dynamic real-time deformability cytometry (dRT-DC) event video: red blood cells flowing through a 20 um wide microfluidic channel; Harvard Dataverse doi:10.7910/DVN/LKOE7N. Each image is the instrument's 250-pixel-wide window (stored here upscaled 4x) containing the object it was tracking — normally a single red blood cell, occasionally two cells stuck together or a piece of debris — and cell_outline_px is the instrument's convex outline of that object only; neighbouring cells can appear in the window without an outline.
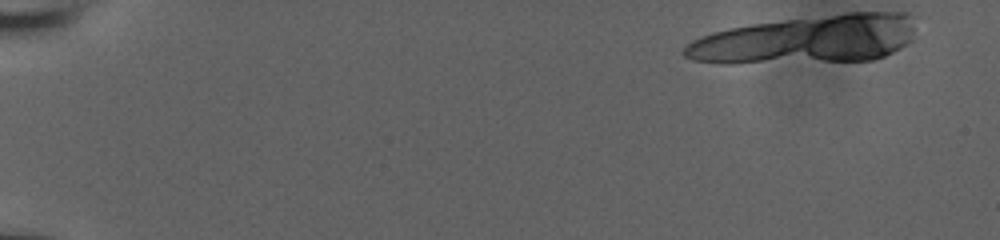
{"species": "human", "species_latin": "Homo sapiens", "temperature_condition": "room temperature", "stored_images_in_passage": 31, "segment_of_instrument_passage": [1, 2], "camera_frame_rate_fps": 3000, "um_per_image_px": 0.085, "donor": {"sex": "male"}, "frame": {"image": 1, "passage_image": 1, "time_ms": 0.0, "image_size_px": [1000, 240], "cell_outline_px": [[920, 16], [912, 40], [900, 48], [884, 56], [872, 60], [732, 64], [720, 64], [692, 60], [684, 56], [680, 52], [692, 40], [700, 36], [712, 32], [728, 28], [752, 24], [848, 12], [908, 12]], "centroid_in_image_um": [68.64, 3.35], "position_along_channel_um": 16.4, "area_um2": 66.18}}